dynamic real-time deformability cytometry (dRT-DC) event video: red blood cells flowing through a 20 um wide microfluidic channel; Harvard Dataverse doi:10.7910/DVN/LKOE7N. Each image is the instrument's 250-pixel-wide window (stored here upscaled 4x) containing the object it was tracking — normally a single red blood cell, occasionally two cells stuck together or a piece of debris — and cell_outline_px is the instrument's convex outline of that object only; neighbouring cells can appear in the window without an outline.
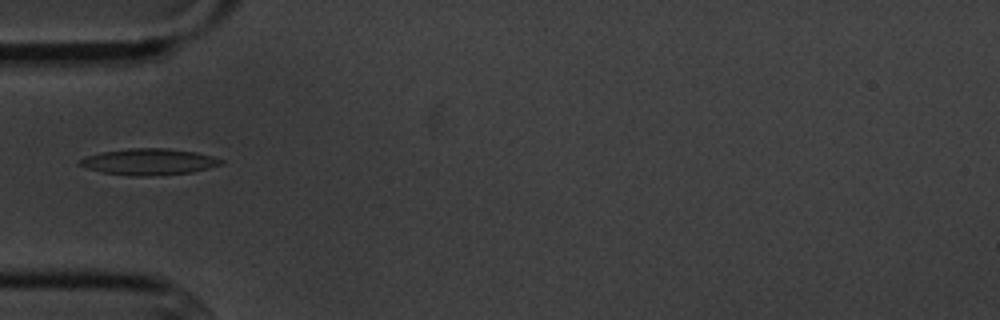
{"species": "common noctule bat (a hibernating species)", "species_latin": "Nyctalus noctula", "temperature_condition": "cold", "stored_images_in_passage": 5, "camera_frame_rate_fps": 3000, "um_per_image_px": 0.085, "animal": {"sex": "male", "body_mass_g": 20.1, "forearm_length_mm": 53.5}, "frame": {"image": 1, "passage_image": 5, "time_ms": 5.333, "image_size_px": [1000, 320], "cell_outline_px": [[224, 164], [192, 172], [152, 176], [128, 176], [100, 172], [76, 164], [80, 160], [88, 156], [104, 152], [132, 148], [164, 148], [196, 152], [212, 156], [224, 160]], "centroid_in_image_um": [12.68, 13.76], "position_along_channel_um": 72.3, "area_um2": 21.62}}